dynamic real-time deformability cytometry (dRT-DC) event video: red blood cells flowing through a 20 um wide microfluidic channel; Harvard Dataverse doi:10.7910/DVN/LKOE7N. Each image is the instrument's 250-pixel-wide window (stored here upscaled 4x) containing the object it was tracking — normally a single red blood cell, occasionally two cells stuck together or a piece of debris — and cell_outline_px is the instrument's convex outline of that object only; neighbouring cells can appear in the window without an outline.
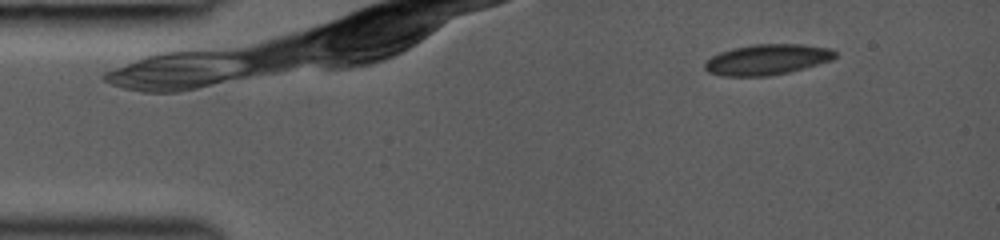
{"species": "common noctule bat (a hibernating species)", "species_latin": "Nyctalus noctula", "temperature_condition": "room temperature", "stored_images_in_passage": 16, "segment_of_instrument_passage": [1, 2], "camera_frame_rate_fps": 3000, "um_per_image_px": 0.085, "animal": {"sex": "female", "body_mass_g": 19.0, "forearm_length_mm": 53.3}, "frame": {"image": 1, "passage_image": 2, "time_ms": 0.667, "image_size_px": [1000, 240], "cell_outline_px": [[836, 56], [832, 60], [804, 68], [788, 72], [768, 76], [724, 76], [708, 72], [704, 68], [704, 64], [712, 56], [720, 52], [736, 48], [756, 44], [800, 44], [828, 48], [836, 52]], "centroid_in_image_um": [65.21, 5.07], "position_along_channel_um": 19.8, "area_um2": 22.95}}
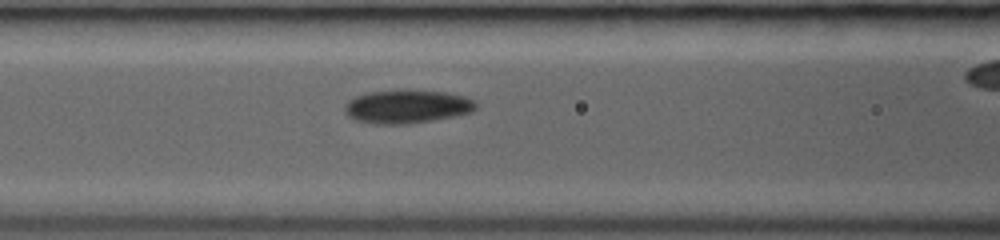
{"frame": {"image": 2, "passage_image": 8, "time_ms": 5.333, "image_size_px": [1000, 240], "cell_outline_px": [[476, 108], [472, 112], [456, 116], [408, 124], [376, 124], [356, 120], [348, 116], [344, 112], [344, 104], [348, 100], [356, 96], [368, 92], [400, 88], [404, 88], [444, 92], [464, 96], [476, 100]], "centroid_in_image_um": [34.58, 9.03], "position_along_channel_um": 132.0, "area_um2": 26.18}}
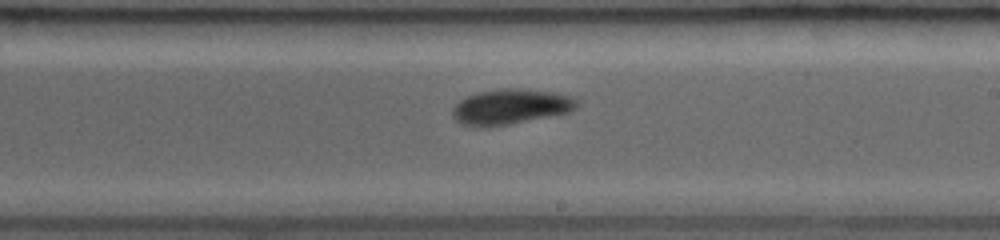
{"frame": {"image": 3, "passage_image": 15, "time_ms": 8.0, "image_size_px": [1000, 240], "cell_outline_px": [[580, 104], [576, 108], [568, 112], [488, 128], [476, 128], [460, 124], [452, 116], [452, 108], [460, 100], [468, 96], [480, 92], [500, 88], [520, 88], [552, 92], [572, 96]], "centroid_in_image_um": [43.35, 9.08], "position_along_channel_um": 245.6, "area_um2": 25.66}}